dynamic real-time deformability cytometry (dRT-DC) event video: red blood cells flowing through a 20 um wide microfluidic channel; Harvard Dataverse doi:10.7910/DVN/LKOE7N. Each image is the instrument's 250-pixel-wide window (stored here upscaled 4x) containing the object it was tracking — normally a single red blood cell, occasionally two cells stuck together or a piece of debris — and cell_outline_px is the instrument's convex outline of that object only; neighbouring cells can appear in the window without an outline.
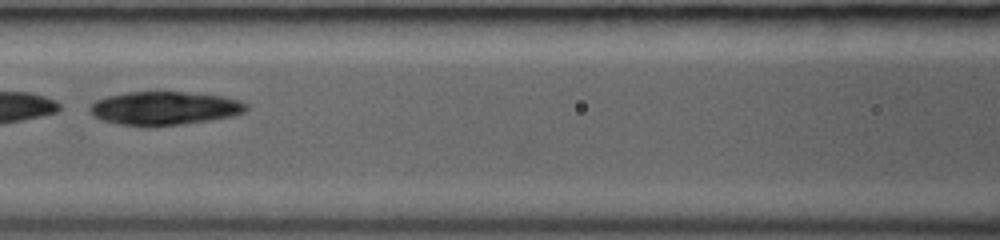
{"species": "common noctule bat (a hibernating species)", "species_latin": "Nyctalus noctula", "temperature_condition": "room temperature", "stored_images_in_passage": 42, "camera_frame_rate_fps": 3000, "um_per_image_px": 0.085, "animal": {"sex": "female", "body_mass_g": 19.0, "forearm_length_mm": 53.3}, "frame": {"image": 1, "passage_image": 20, "time_ms": 6.333, "image_size_px": [1000, 240], "cell_outline_px": [[248, 108], [244, 112], [232, 116], [212, 120], [148, 128], [116, 124], [100, 120], [88, 112], [88, 108], [96, 100], [108, 96], [128, 92], [184, 92], [220, 96], [240, 100], [248, 104]], "centroid_in_image_um": [13.94, 9.22], "position_along_channel_um": 152.7, "area_um2": 30.92}}
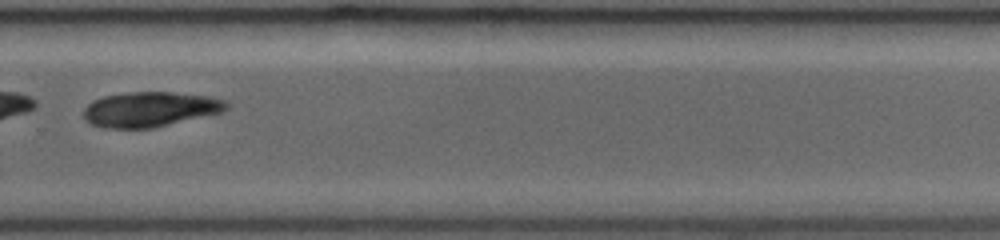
{"frame": {"image": 2, "passage_image": 31, "time_ms": 10.0, "image_size_px": [1000, 240], "cell_outline_px": [[232, 104], [224, 112], [152, 128], [104, 128], [92, 124], [84, 120], [84, 108], [92, 100], [104, 96], [128, 92], [172, 92], [208, 96], [228, 100]], "centroid_in_image_um": [12.8, 9.28], "position_along_channel_um": 317.0, "area_um2": 29.42}}